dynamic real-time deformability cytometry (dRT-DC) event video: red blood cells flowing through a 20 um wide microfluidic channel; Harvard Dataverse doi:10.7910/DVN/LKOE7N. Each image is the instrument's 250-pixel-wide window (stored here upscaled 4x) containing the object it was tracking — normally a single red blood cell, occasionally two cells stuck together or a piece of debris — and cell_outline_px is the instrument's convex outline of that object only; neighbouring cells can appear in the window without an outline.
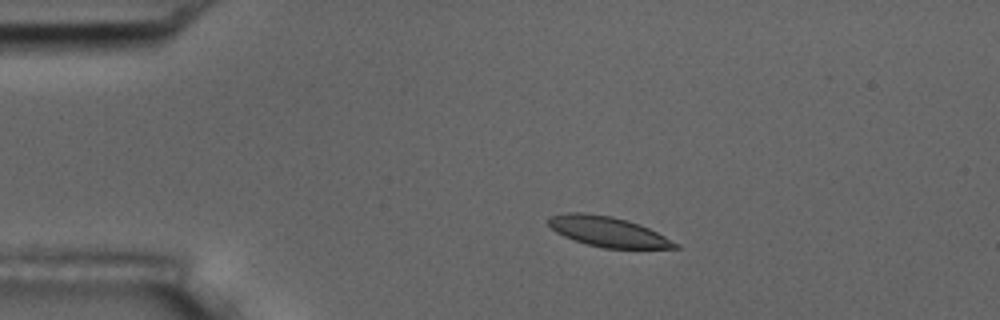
{"species": "common noctule bat (a hibernating species)", "species_latin": "Nyctalus noctula", "temperature_condition": "room temperature", "stored_images_in_passage": 7, "camera_frame_rate_fps": 3000, "um_per_image_px": 0.085, "animal": {"sex": "male", "body_mass_g": 17.5, "forearm_length_mm": 52.3}, "frame": {"image": 1, "passage_image": 3, "time_ms": 0.667, "image_size_px": [1000, 320], "cell_outline_px": [[680, 248], [604, 248], [588, 244], [564, 236], [556, 232], [548, 224], [548, 216], [564, 212], [584, 212], [612, 216], [628, 220], [640, 224], [680, 244]], "centroid_in_image_um": [51.66, 19.67], "position_along_channel_um": 33.3, "area_um2": 22.2}}
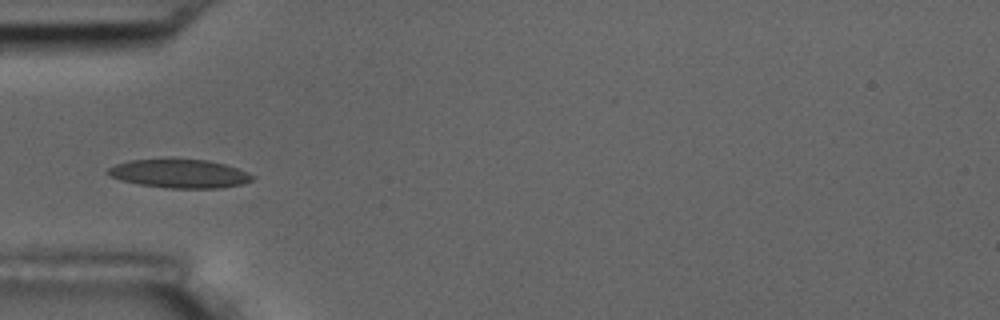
{"frame": {"image": 2, "passage_image": 5, "time_ms": 1.333, "image_size_px": [1000, 320], "cell_outline_px": [[256, 176], [252, 180], [240, 184], [220, 188], [168, 188], [140, 184], [120, 180], [108, 176], [104, 172], [108, 168], [116, 164], [128, 160], [208, 160], [224, 164], [248, 172]], "centroid_in_image_um": [15.23, 14.77], "position_along_channel_um": 69.8, "area_um2": 23.87}}